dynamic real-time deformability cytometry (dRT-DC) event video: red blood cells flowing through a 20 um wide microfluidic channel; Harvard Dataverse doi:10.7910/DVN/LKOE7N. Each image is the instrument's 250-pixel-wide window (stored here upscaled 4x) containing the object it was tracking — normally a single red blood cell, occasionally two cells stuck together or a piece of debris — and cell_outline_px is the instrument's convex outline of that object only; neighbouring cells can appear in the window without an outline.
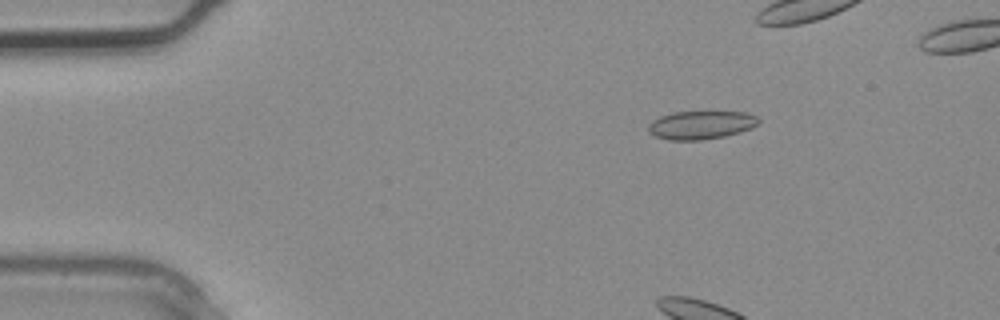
{"species": "common noctule bat (a hibernating species)", "species_latin": "Nyctalus noctula", "temperature_condition": "warm", "stored_images_in_passage": 2, "camera_frame_rate_fps": 3000, "um_per_image_px": 0.085, "animal": {"sex": "male", "body_mass_g": 20.4}, "frame": {"image": 1, "passage_image": 2, "time_ms": 0.333, "image_size_px": [1000, 320], "cell_outline_px": [[760, 120], [752, 128], [740, 132], [724, 136], [700, 140], [668, 140], [656, 136], [648, 132], [648, 124], [652, 120], [660, 116], [672, 112], [744, 112], [756, 116]], "centroid_in_image_um": [59.55, 10.62], "position_along_channel_um": 25.4, "area_um2": 18.15}}